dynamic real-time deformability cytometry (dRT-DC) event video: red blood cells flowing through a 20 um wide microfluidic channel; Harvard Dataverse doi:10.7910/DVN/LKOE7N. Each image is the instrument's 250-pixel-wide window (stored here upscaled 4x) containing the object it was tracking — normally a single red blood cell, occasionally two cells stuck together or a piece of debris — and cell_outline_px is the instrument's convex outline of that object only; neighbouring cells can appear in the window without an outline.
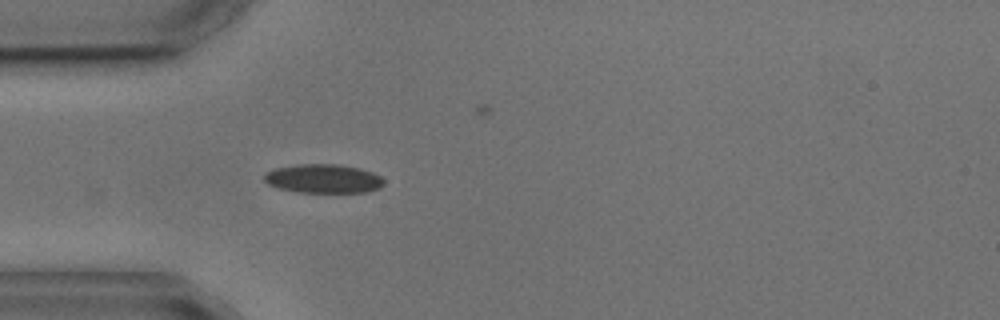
{"species": "common noctule bat (a hibernating species)", "species_latin": "Nyctalus noctula", "temperature_condition": "cold", "stored_images_in_passage": 4, "camera_frame_rate_fps": 3000, "um_per_image_px": 0.085, "animal": {"sex": "male", "body_mass_g": 17.9, "forearm_length_mm": 54.2}, "frame": {"image": 1, "passage_image": 4, "time_ms": 4.333, "image_size_px": [1000, 320], "cell_outline_px": [[384, 184], [380, 188], [364, 192], [300, 192], [280, 188], [268, 184], [264, 180], [264, 172], [276, 168], [296, 164], [336, 164], [360, 168], [372, 172], [380, 176], [384, 180]], "centroid_in_image_um": [27.48, 15.17], "position_along_channel_um": 57.5, "area_um2": 20.11}}